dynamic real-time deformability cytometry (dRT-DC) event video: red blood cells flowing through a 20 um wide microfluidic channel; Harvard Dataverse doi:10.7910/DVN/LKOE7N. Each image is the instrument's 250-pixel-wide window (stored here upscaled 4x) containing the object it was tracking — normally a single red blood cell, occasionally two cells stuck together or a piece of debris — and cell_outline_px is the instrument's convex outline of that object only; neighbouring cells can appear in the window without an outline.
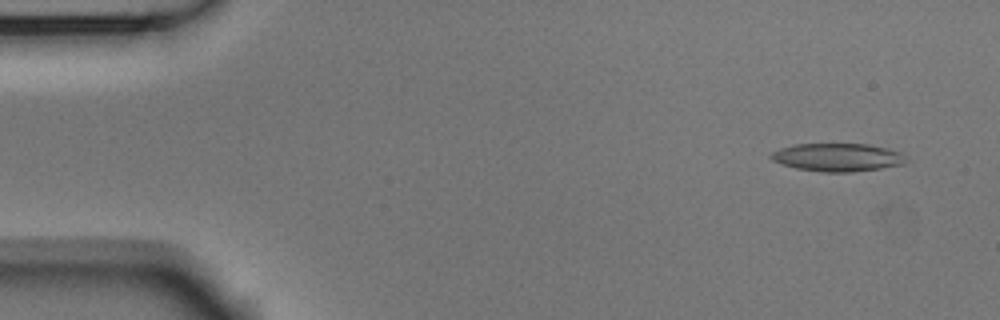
{"species": "Egyptian fruit bat (a non-hibernating species)", "species_latin": "Rousettus aegyptiacus", "temperature_condition": "room temperature", "stored_images_in_passage": 55, "segment_of_instrument_passage": [1, 2], "camera_frame_rate_fps": 3000, "um_per_image_px": 0.085, "animal": {"sex": "male"}, "frame": {"image": 1, "passage_image": 4, "time_ms": 1.0, "image_size_px": [1000, 320], "cell_outline_px": [[904, 164], [880, 168], [848, 172], [820, 172], [796, 168], [772, 160], [768, 156], [772, 152], [780, 148], [796, 144], [868, 144], [900, 152]], "centroid_in_image_um": [71.11, 13.37], "position_along_channel_um": 13.9, "area_um2": 21.68}}
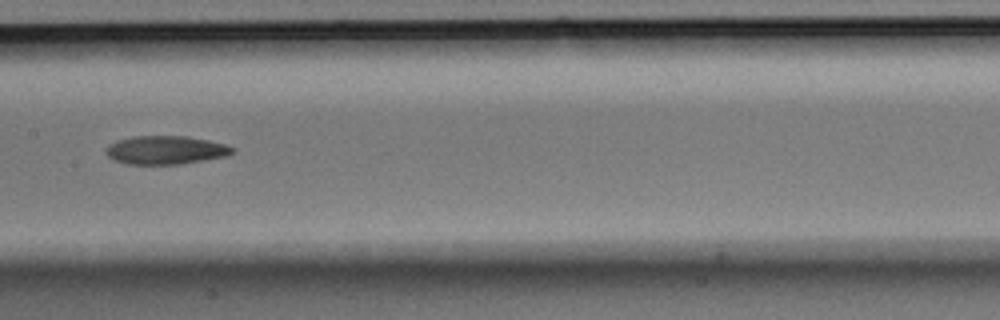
{"frame": {"image": 2, "passage_image": 27, "time_ms": 8.667, "image_size_px": [1000, 320], "cell_outline_px": [[236, 152], [224, 156], [204, 160], [180, 164], [128, 164], [112, 160], [104, 152], [104, 148], [108, 144], [116, 140], [132, 136], [188, 136], [208, 140], [224, 144], [236, 148]], "centroid_in_image_um": [14.04, 12.75], "position_along_channel_um": 193.4, "area_um2": 21.21}}
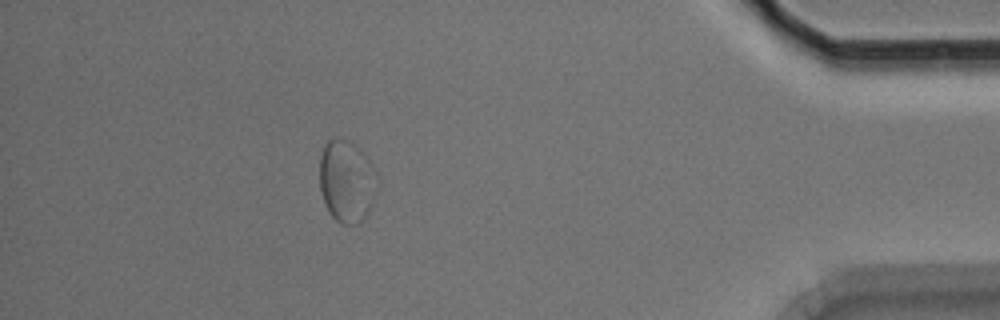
{"frame": {"image": 3, "passage_image": 48, "time_ms": 15.667, "image_size_px": [1000, 320], "cell_outline_px": [[380, 184], [372, 204], [364, 220], [360, 224], [340, 224], [328, 212], [324, 204], [320, 188], [320, 156], [324, 144], [328, 140], [344, 140], [360, 148], [364, 152], [376, 172], [380, 180]], "centroid_in_image_um": [29.5, 15.45], "position_along_channel_um": 405.7, "area_um2": 28.09}}